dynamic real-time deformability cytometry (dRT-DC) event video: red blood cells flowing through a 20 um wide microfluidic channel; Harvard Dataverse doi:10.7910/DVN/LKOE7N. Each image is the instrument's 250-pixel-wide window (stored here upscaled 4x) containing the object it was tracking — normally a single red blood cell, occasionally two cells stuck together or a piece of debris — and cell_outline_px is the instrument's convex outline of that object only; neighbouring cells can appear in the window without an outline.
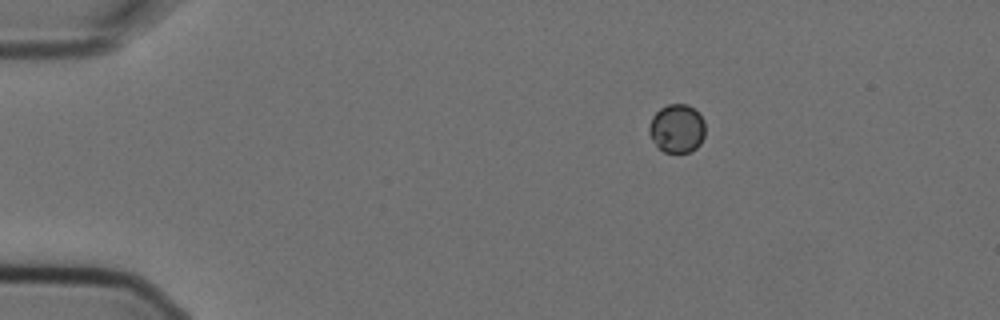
{"species": "Egyptian fruit bat (a non-hibernating species)", "species_latin": "Rousettus aegyptiacus", "temperature_condition": "cold", "stored_images_in_passage": 4, "camera_frame_rate_fps": 3000, "um_per_image_px": 0.085, "animal": {"sex": "female"}, "frame": {"image": 1, "passage_image": 1, "time_ms": 0.0, "image_size_px": [1000, 320], "cell_outline_px": [[704, 136], [700, 144], [696, 148], [688, 152], [664, 152], [652, 140], [648, 132], [648, 128], [652, 116], [660, 108], [668, 104], [688, 104], [704, 120]], "centroid_in_image_um": [57.52, 10.91], "position_along_channel_um": 27.5, "area_um2": 15.78}}
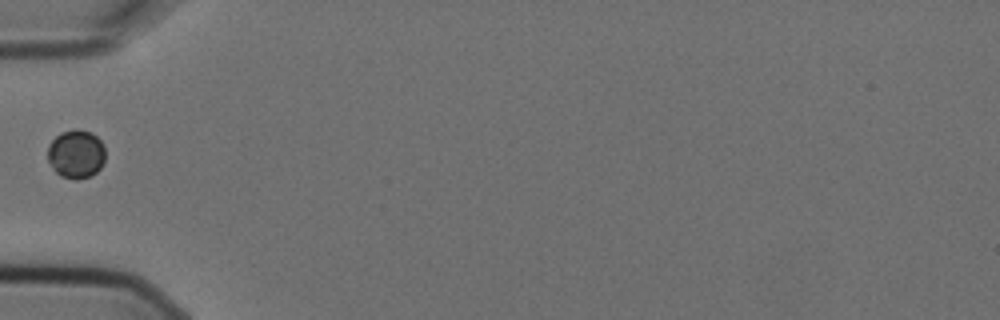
{"frame": {"image": 2, "passage_image": 4, "time_ms": 1.0, "image_size_px": [1000, 320], "cell_outline_px": [[104, 164], [96, 172], [88, 176], [76, 180], [60, 176], [52, 168], [48, 160], [48, 144], [60, 132], [72, 128], [76, 128], [92, 132], [104, 144]], "centroid_in_image_um": [6.46, 13.07], "position_along_channel_um": 78.5, "area_um2": 16.53}}